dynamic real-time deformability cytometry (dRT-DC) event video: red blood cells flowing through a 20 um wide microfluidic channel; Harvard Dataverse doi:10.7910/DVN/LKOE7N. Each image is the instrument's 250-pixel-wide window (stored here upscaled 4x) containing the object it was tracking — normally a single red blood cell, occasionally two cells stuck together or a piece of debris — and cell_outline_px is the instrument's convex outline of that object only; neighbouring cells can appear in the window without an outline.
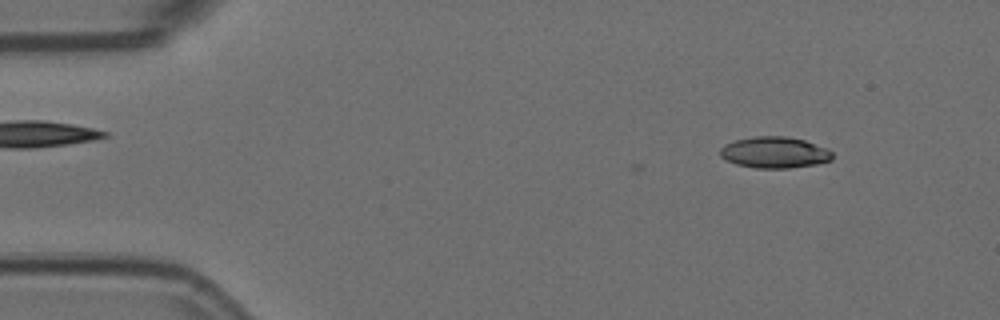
{"species": "Egyptian fruit bat (a non-hibernating species)", "species_latin": "Rousettus aegyptiacus", "temperature_condition": "room temperature", "stored_images_in_passage": 3, "camera_frame_rate_fps": 3000, "um_per_image_px": 0.085, "animal": {"sex": "female"}, "frame": {"image": 1, "passage_image": 1, "time_ms": 0.0, "image_size_px": [1000, 320], "cell_outline_px": [[832, 160], [816, 164], [788, 168], [756, 168], [736, 164], [720, 156], [720, 148], [724, 144], [736, 140], [756, 136], [784, 136], [804, 140], [824, 148], [832, 152]], "centroid_in_image_um": [65.81, 12.96], "position_along_channel_um": 19.2, "area_um2": 20.23}}
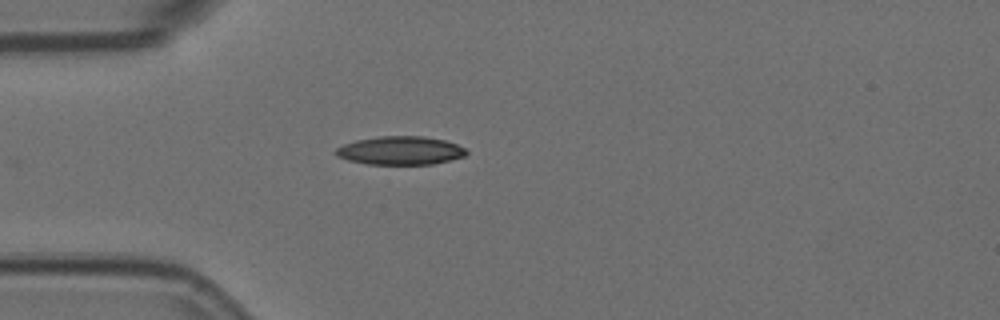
{"frame": {"image": 2, "passage_image": 3, "time_ms": 0.667, "image_size_px": [1000, 320], "cell_outline_px": [[468, 152], [464, 156], [432, 164], [368, 164], [348, 160], [336, 156], [332, 152], [336, 148], [344, 144], [356, 140], [376, 136], [424, 136], [444, 140], [456, 144], [464, 148]], "centroid_in_image_um": [33.98, 12.79], "position_along_channel_um": 51.0, "area_um2": 21.62}}